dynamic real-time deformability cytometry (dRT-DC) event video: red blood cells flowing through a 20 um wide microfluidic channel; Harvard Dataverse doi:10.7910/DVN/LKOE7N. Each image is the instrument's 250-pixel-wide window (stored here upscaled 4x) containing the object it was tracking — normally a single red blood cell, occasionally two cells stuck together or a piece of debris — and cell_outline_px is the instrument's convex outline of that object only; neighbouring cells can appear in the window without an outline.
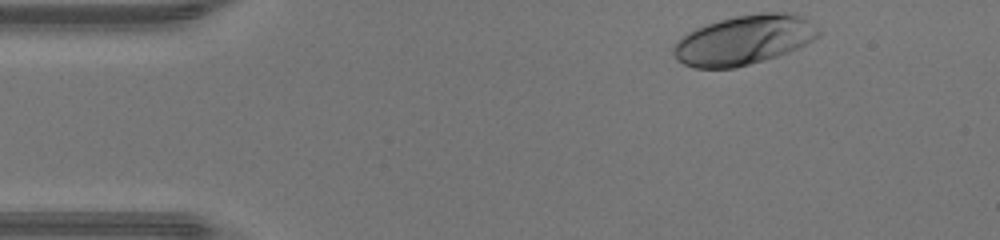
{"species": "human", "species_latin": "Homo sapiens", "temperature_condition": "warm", "stored_images_in_passage": 34, "camera_frame_rate_fps": 3000, "um_per_image_px": 0.085, "donor": {"sex": "male"}, "frame": {"image": 1, "passage_image": 1, "time_ms": 0.0, "image_size_px": [1000, 240], "cell_outline_px": [[820, 36], [788, 52], [764, 60], [736, 68], [696, 68], [684, 64], [676, 60], [672, 52], [672, 48], [676, 40], [688, 32], [704, 24], [736, 16], [760, 12], [792, 12], [800, 16], [816, 28], [820, 32]], "centroid_in_image_um": [63.18, 3.4], "position_along_channel_um": 21.8, "area_um2": 41.73}}
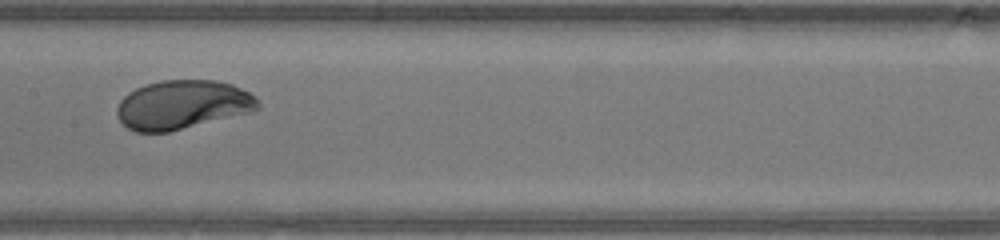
{"frame": {"image": 2, "passage_image": 18, "time_ms": 5.667, "image_size_px": [1000, 240], "cell_outline_px": [[260, 108], [252, 112], [168, 132], [136, 132], [128, 128], [120, 120], [116, 112], [116, 108], [120, 100], [128, 92], [144, 84], [160, 80], [216, 80], [232, 84], [256, 96], [260, 100]], "centroid_in_image_um": [15.53, 8.89], "position_along_channel_um": 191.9, "area_um2": 40.46}}
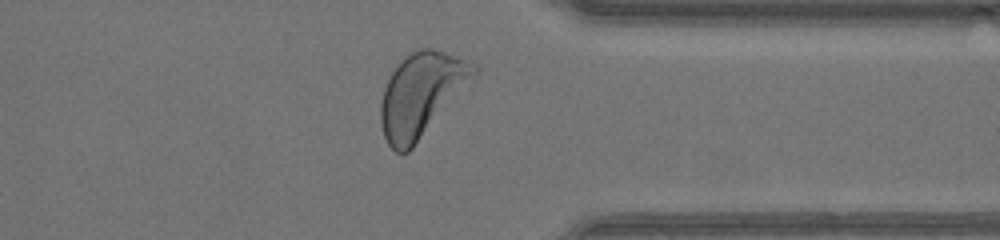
{"frame": {"image": 3, "passage_image": 31, "time_ms": 10.0, "image_size_px": [1000, 240], "cell_outline_px": [[480, 68], [412, 148], [408, 152], [396, 152], [388, 144], [384, 136], [380, 124], [380, 104], [384, 88], [392, 72], [416, 48], [432, 48], [468, 60], [476, 64]], "centroid_in_image_um": [35.77, 8.03], "position_along_channel_um": 375.6, "area_um2": 44.04}, "authors_computed_cell_mechanics": {"area_um2": 40.2866, "velocity_mm_per_s": 4.3966, "shape_relaxation_time_tau1_ms": 1.7413, "shape_relaxation_time_tau2_ms": null, "deformation_change_tau1": 0.1648, "deformation_change_tau2": null}}